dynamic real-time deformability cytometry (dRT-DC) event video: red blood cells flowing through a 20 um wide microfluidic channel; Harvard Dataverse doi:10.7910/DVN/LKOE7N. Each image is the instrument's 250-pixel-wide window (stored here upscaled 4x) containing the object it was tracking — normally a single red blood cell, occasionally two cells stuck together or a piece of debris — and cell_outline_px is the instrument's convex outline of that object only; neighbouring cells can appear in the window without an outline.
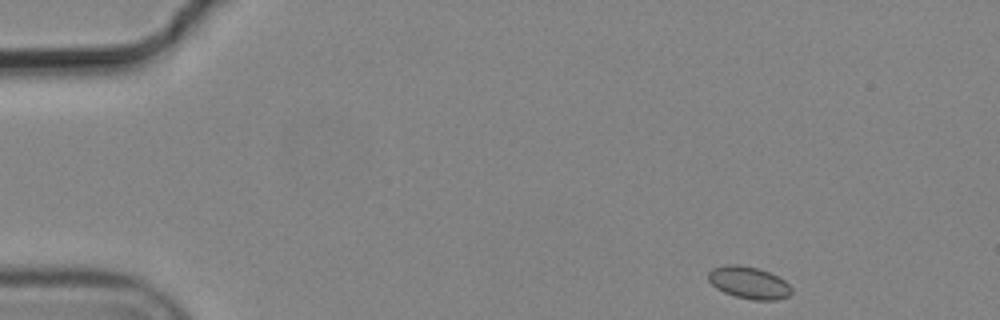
{"species": "common noctule bat (a hibernating species)", "species_latin": "Nyctalus noctula", "temperature_condition": "cold", "stored_images_in_passage": 5, "camera_frame_rate_fps": 3000, "um_per_image_px": 0.085, "animal": {"sex": "male", "body_mass_g": 19.2, "forearm_length_mm": 51.8}, "frame": {"image": 1, "passage_image": 1, "time_ms": 0.0, "image_size_px": [1000, 320], "cell_outline_px": [[792, 292], [788, 296], [776, 300], [752, 300], [736, 296], [724, 292], [716, 288], [708, 280], [708, 272], [712, 268], [724, 264], [740, 264], [760, 268], [784, 280], [792, 288]], "centroid_in_image_um": [63.63, 24.01], "position_along_channel_um": 21.4, "area_um2": 15.72}}
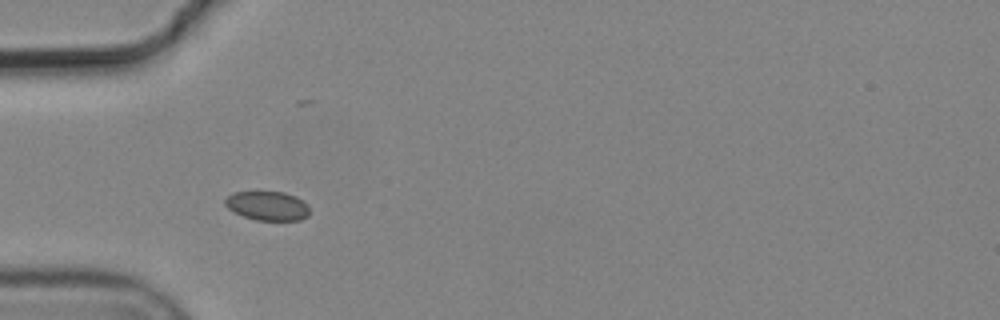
{"frame": {"image": 2, "passage_image": 4, "time_ms": 1.0, "image_size_px": [1000, 320], "cell_outline_px": [[308, 216], [300, 220], [256, 220], [244, 216], [228, 208], [224, 204], [224, 200], [232, 192], [284, 192], [296, 196], [308, 204]], "centroid_in_image_um": [22.75, 17.49], "position_along_channel_um": 62.3, "area_um2": 14.28}}
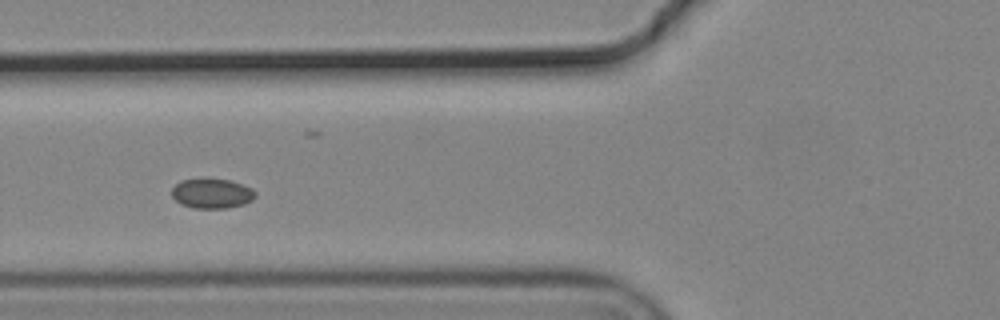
{"frame": {"image": 3, "passage_image": 5, "time_ms": 1.333, "image_size_px": [1000, 320], "cell_outline_px": [[256, 196], [252, 200], [244, 204], [228, 208], [192, 208], [180, 204], [172, 196], [172, 188], [180, 180], [200, 176], [208, 176], [228, 180], [252, 188], [256, 192]], "centroid_in_image_um": [17.98, 16.4], "position_along_channel_um": 107.8, "area_um2": 15.09}}